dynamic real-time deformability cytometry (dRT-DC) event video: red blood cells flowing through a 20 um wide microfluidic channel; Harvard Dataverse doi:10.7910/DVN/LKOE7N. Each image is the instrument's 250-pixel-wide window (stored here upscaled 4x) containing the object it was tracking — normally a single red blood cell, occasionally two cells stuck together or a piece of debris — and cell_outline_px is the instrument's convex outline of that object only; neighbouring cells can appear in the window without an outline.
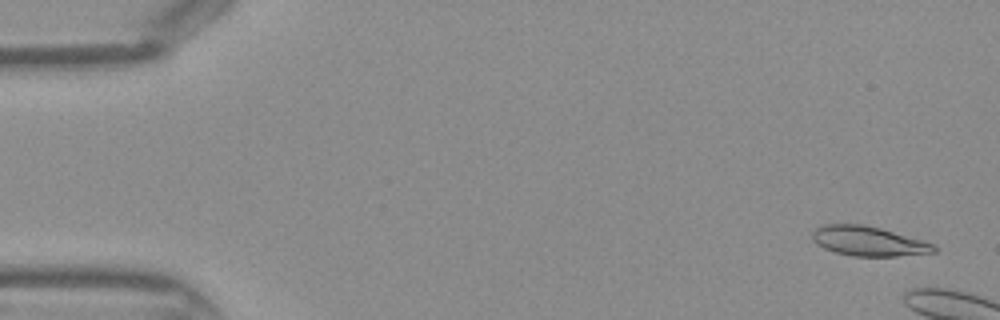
{"species": "Egyptian fruit bat (a non-hibernating species)", "species_latin": "Rousettus aegyptiacus", "temperature_condition": "warm", "stored_images_in_passage": 6, "camera_frame_rate_fps": 3000, "um_per_image_px": 0.085, "frame": {"image": 1, "passage_image": 2, "time_ms": 0.333, "image_size_px": [1000, 320], "cell_outline_px": [[936, 252], [896, 256], [852, 256], [836, 252], [824, 248], [816, 244], [812, 240], [812, 232], [816, 228], [824, 224], [864, 224], [880, 228], [936, 244]], "centroid_in_image_um": [73.8, 20.49], "position_along_channel_um": 11.2, "area_um2": 20.98}}